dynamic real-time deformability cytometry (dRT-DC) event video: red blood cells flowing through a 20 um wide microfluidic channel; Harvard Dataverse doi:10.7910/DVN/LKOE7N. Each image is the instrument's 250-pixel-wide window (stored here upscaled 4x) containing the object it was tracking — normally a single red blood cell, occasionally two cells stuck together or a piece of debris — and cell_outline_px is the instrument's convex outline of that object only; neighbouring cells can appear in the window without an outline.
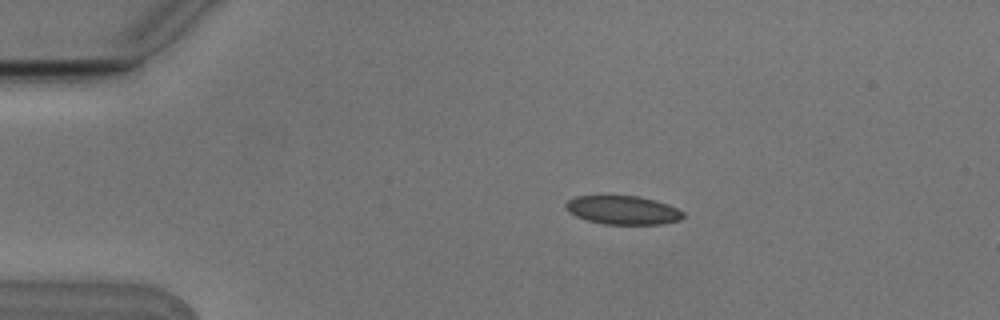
{"species": "Egyptian fruit bat (a non-hibernating species)", "species_latin": "Rousettus aegyptiacus", "temperature_condition": "cold", "stored_images_in_passage": 8, "camera_frame_rate_fps": 3000, "um_per_image_px": 0.085, "animal": {"sex": "male"}, "frame": {"image": 1, "passage_image": 3, "time_ms": 0.667, "image_size_px": [1000, 320], "cell_outline_px": [[684, 216], [680, 220], [664, 224], [604, 224], [588, 220], [576, 216], [568, 212], [564, 208], [564, 204], [568, 200], [576, 196], [636, 196], [668, 204], [684, 212]], "centroid_in_image_um": [52.92, 17.86], "position_along_channel_um": 32.1, "area_um2": 19.54}}
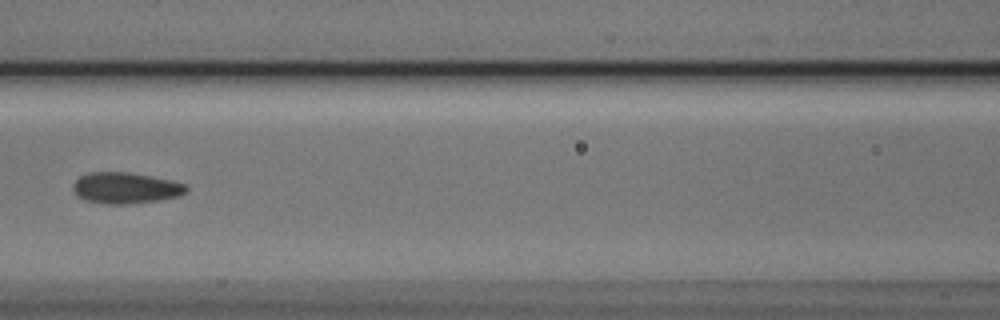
{"frame": {"image": 2, "passage_image": 7, "time_ms": 2.0, "image_size_px": [1000, 320], "cell_outline_px": [[188, 188], [180, 196], [160, 200], [132, 204], [104, 204], [84, 200], [72, 188], [72, 184], [80, 176], [88, 172], [128, 172], [168, 180], [184, 184]], "centroid_in_image_um": [10.64, 15.99], "position_along_channel_um": 156.0, "area_um2": 20.4}}
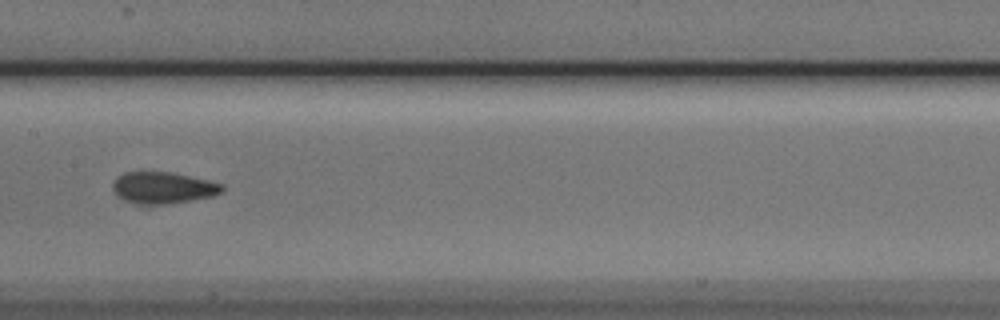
{"frame": {"image": 3, "passage_image": 8, "time_ms": 2.333, "image_size_px": [1000, 320], "cell_outline_px": [[224, 188], [220, 192], [212, 196], [168, 204], [136, 204], [124, 200], [116, 196], [112, 188], [112, 184], [116, 176], [124, 172], [168, 172], [208, 180], [224, 184]], "centroid_in_image_um": [13.8, 15.96], "position_along_channel_um": 193.6, "area_um2": 20.11}}